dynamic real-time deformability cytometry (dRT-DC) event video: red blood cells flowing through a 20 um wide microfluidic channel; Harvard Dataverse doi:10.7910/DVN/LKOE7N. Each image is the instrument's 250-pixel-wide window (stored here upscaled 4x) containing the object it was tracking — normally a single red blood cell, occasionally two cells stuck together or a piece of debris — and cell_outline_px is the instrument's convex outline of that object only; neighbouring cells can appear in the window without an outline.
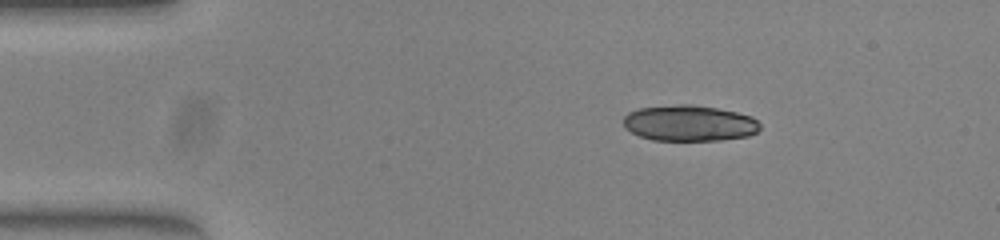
{"species": "common noctule bat (a hibernating species)", "species_latin": "Nyctalus noctula", "temperature_condition": "warm", "stored_images_in_passage": 43, "camera_frame_rate_fps": 3000, "um_per_image_px": 0.085, "animal": {"sex": "female", "body_mass_g": 23.0, "forearm_length_mm": 53.4}, "frame": {"image": 1, "passage_image": 1, "time_ms": 0.0, "image_size_px": [1000, 240], "cell_outline_px": [[760, 128], [756, 132], [748, 136], [720, 140], [652, 140], [640, 136], [624, 128], [624, 116], [628, 112], [636, 108], [680, 104], [692, 104], [716, 108], [736, 112], [752, 116], [760, 124]], "centroid_in_image_um": [58.57, 10.46], "position_along_channel_um": 26.4, "area_um2": 28.67}, "authors_computed_cell_mechanics": {"area_um2": 19.5364, "velocity_mm_per_s": 4.0232, "shape_relaxation_time_tau1_ms": null, "shape_relaxation_time_tau2_ms": 1.6191, "deformation_change_tau1": null, "deformation_change_tau2": 0.0708}}